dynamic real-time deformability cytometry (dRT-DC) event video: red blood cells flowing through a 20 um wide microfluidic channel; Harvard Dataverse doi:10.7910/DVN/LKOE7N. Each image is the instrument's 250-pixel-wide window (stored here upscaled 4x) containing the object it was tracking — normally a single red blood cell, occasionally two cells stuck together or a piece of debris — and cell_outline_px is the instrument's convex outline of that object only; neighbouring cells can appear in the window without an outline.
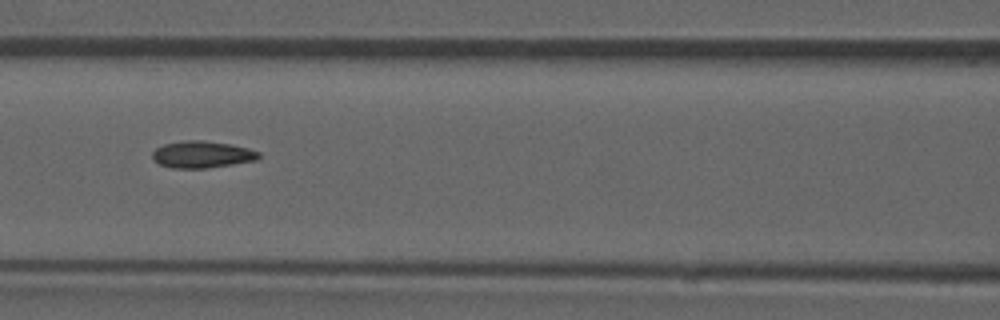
{"species": "common noctule bat (a hibernating species)", "species_latin": "Nyctalus noctula", "temperature_condition": "room temperature", "stored_images_in_passage": 52, "camera_frame_rate_fps": 3000, "um_per_image_px": 0.085, "animal": {"sex": "male", "forearm_length_mm": 52.5}, "frame": {"image": 1, "passage_image": 23, "time_ms": 7.333, "image_size_px": [1000, 320], "cell_outline_px": [[260, 156], [256, 160], [232, 164], [204, 168], [172, 168], [160, 164], [152, 156], [152, 152], [156, 148], [164, 144], [188, 140], [200, 140], [228, 144], [248, 148], [260, 152]], "centroid_in_image_um": [17.17, 13.13], "position_along_channel_um": 149.4, "area_um2": 16.36}, "authors_computed_cell_mechanics": {"area_um2": 16.3574, "velocity_mm_per_s": 3.9201, "shape_relaxation_time_tau1_ms": null, "shape_relaxation_time_tau2_ms": 3.6076, "deformation_change_tau1": null, "deformation_change_tau2": 0.11}}